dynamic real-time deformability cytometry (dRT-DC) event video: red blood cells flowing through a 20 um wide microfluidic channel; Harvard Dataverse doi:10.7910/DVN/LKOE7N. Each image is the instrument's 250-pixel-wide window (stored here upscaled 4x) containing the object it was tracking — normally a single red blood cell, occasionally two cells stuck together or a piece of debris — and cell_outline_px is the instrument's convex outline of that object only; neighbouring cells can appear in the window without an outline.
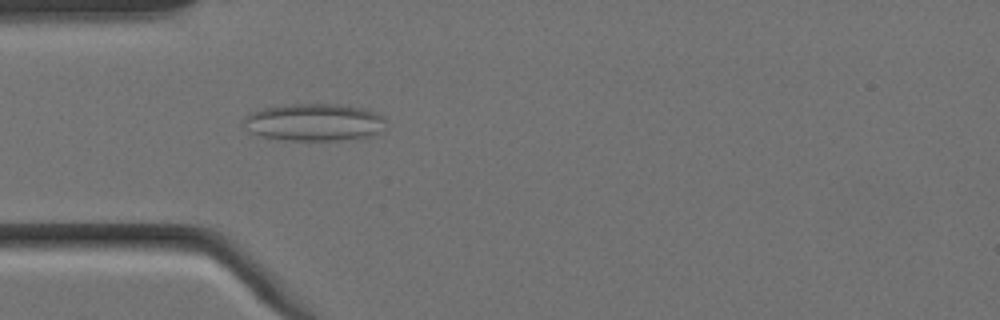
{"species": "Egyptian fruit bat (a non-hibernating species)", "species_latin": "Rousettus aegyptiacus", "temperature_condition": "cold", "stored_images_in_passage": 4, "camera_frame_rate_fps": 3000, "um_per_image_px": 0.085, "animal": {"sex": "female"}, "frame": {"image": 1, "passage_image": 4, "time_ms": 1.0, "image_size_px": [1000, 320], "cell_outline_px": [[384, 120], [380, 132], [368, 136], [336, 140], [292, 140], [264, 136], [248, 132], [244, 120], [244, 116], [252, 112], [264, 108], [292, 104], [340, 104], [364, 108], [376, 112], [384, 116]], "centroid_in_image_um": [26.71, 10.38], "position_along_channel_um": 58.3, "area_um2": 30.58}}